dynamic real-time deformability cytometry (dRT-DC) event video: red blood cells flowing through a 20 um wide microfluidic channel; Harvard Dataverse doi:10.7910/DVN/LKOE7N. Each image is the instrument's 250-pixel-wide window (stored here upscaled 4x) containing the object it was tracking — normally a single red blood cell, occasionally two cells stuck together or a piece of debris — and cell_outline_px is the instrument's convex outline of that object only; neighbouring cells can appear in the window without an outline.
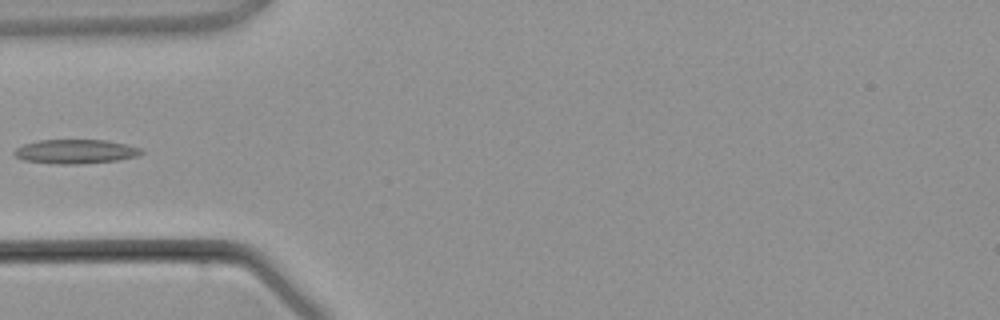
{"species": "common noctule bat (a hibernating species)", "species_latin": "Nyctalus noctula", "temperature_condition": "warm", "stored_images_in_passage": 4, "camera_frame_rate_fps": 3000, "um_per_image_px": 0.085, "animal": {"sex": "male", "body_mass_g": 21.5, "forearm_length_mm": 52.0}, "frame": {"image": 1, "passage_image": 4, "time_ms": 3.667, "image_size_px": [1000, 320], "cell_outline_px": [[144, 152], [140, 156], [116, 160], [80, 164], [56, 164], [24, 160], [16, 156], [12, 152], [16, 148], [24, 144], [40, 140], [108, 140], [140, 148]], "centroid_in_image_um": [6.43, 12.88], "position_along_channel_um": 78.6, "area_um2": 17.86}}